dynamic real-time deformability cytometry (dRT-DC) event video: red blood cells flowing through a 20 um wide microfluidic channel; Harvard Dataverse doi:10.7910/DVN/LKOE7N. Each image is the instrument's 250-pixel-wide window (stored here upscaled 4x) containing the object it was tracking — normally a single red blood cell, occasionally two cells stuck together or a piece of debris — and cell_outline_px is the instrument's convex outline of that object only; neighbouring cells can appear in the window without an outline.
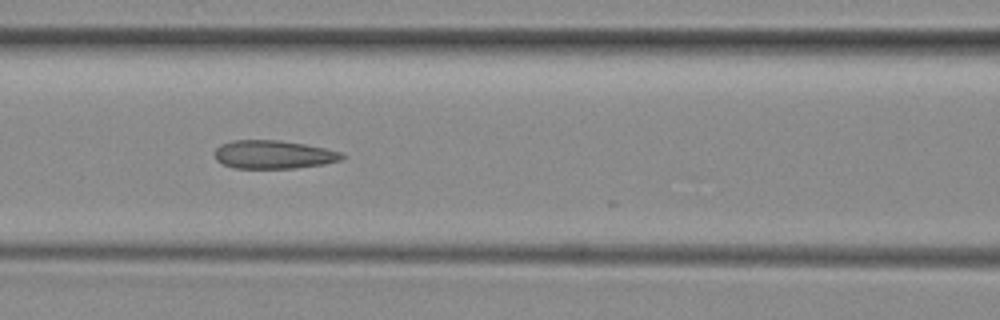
{"species": "common noctule bat (a hibernating species)", "species_latin": "Nyctalus noctula", "temperature_condition": "room temperature", "stored_images_in_passage": 23, "camera_frame_rate_fps": 3000, "um_per_image_px": 0.085, "animal": {"sex": "female", "body_mass_g": 29.2, "forearm_length_mm": 56.3}, "frame": {"image": 1, "passage_image": 10, "time_ms": 3.0, "image_size_px": [1000, 320], "cell_outline_px": [[344, 156], [340, 160], [324, 164], [296, 168], [236, 168], [224, 164], [216, 160], [212, 152], [220, 144], [232, 140], [280, 140], [304, 144], [344, 152]], "centroid_in_image_um": [23.22, 13.13], "position_along_channel_um": 143.4, "area_um2": 21.15}}
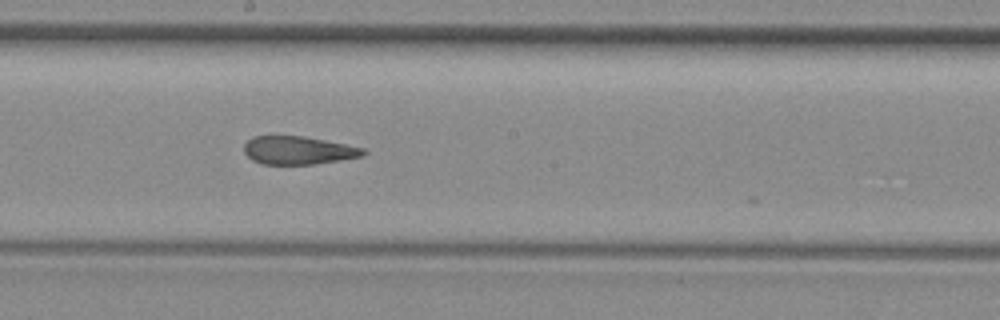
{"frame": {"image": 2, "passage_image": 16, "time_ms": 5.0, "image_size_px": [1000, 320], "cell_outline_px": [[368, 152], [364, 156], [316, 164], [260, 164], [252, 160], [244, 152], [244, 144], [252, 136], [304, 136], [364, 148]], "centroid_in_image_um": [25.35, 12.78], "position_along_channel_um": 222.8, "area_um2": 19.59}}
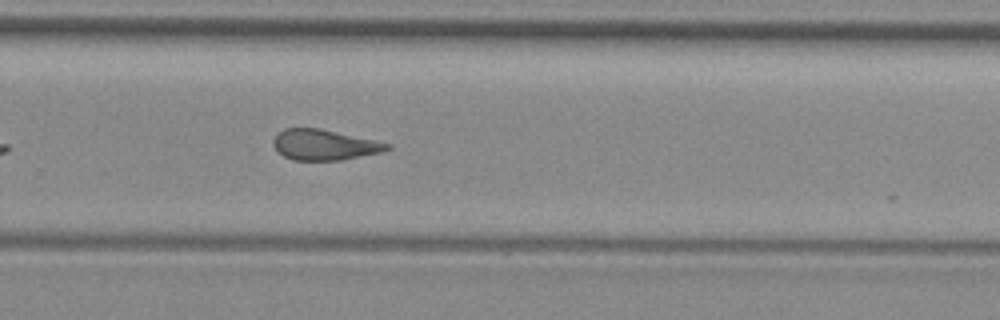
{"frame": {"image": 3, "passage_image": 22, "time_ms": 7.0, "image_size_px": [1000, 320], "cell_outline_px": [[392, 148], [380, 152], [340, 160], [292, 160], [284, 156], [272, 144], [272, 140], [284, 128], [320, 128], [392, 144]], "centroid_in_image_um": [27.56, 12.3], "position_along_channel_um": 302.2, "area_um2": 20.06}}